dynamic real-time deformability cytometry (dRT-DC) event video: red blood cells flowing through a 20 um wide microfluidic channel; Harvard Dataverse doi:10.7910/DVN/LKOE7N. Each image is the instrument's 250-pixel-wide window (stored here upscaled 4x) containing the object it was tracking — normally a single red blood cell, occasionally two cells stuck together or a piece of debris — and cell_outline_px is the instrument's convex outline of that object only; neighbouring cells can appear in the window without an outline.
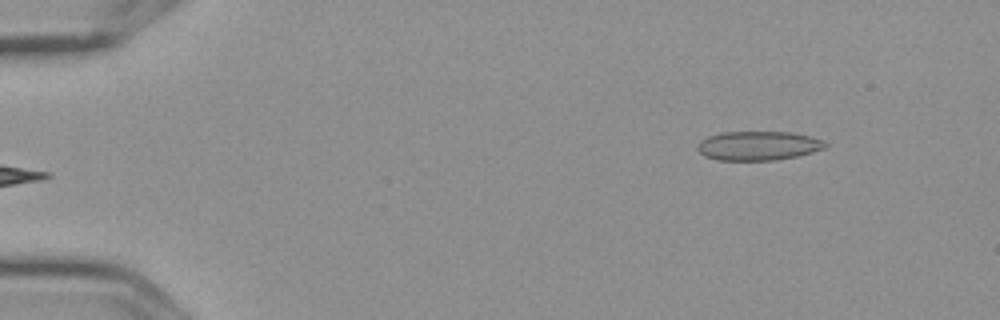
{"species": "Egyptian fruit bat (a non-hibernating species)", "species_latin": "Rousettus aegyptiacus", "temperature_condition": "cold", "stored_images_in_passage": 5, "segment_of_instrument_passage": [2, 2], "camera_frame_rate_fps": 3000, "um_per_image_px": 0.085, "frame": {"image": 1, "passage_image": 5, "time_ms": 1.333, "image_size_px": [1000, 320], "cell_outline_px": [[828, 144], [824, 148], [812, 152], [796, 156], [776, 160], [716, 160], [704, 156], [696, 148], [700, 140], [708, 136], [720, 132], [792, 132], [812, 136], [824, 140]], "centroid_in_image_um": [64.45, 12.38], "position_along_channel_um": 20.6, "area_um2": 21.85}}